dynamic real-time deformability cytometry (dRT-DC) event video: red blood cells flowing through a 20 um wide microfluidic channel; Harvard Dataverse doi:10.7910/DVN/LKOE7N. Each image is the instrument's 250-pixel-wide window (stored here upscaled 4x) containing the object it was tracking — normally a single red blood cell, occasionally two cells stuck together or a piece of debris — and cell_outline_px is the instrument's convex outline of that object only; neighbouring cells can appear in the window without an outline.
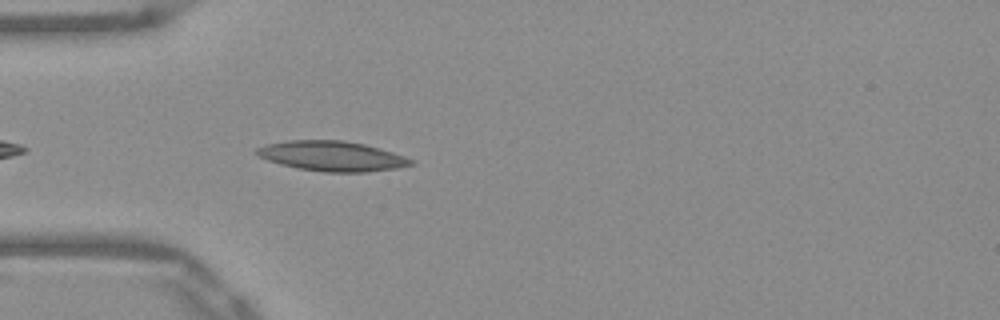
{"species": "Egyptian fruit bat (a non-hibernating species)", "species_latin": "Rousettus aegyptiacus", "temperature_condition": "warm", "stored_images_in_passage": 6, "camera_frame_rate_fps": 3000, "um_per_image_px": 0.085, "frame": {"image": 1, "passage_image": 3, "time_ms": 0.667, "image_size_px": [1000, 320], "cell_outline_px": [[416, 164], [396, 168], [368, 172], [324, 172], [296, 168], [280, 164], [256, 156], [252, 152], [256, 148], [268, 144], [288, 140], [344, 140], [364, 144], [380, 148], [416, 160]], "centroid_in_image_um": [28.21, 13.27], "position_along_channel_um": 56.8, "area_um2": 27.22}}